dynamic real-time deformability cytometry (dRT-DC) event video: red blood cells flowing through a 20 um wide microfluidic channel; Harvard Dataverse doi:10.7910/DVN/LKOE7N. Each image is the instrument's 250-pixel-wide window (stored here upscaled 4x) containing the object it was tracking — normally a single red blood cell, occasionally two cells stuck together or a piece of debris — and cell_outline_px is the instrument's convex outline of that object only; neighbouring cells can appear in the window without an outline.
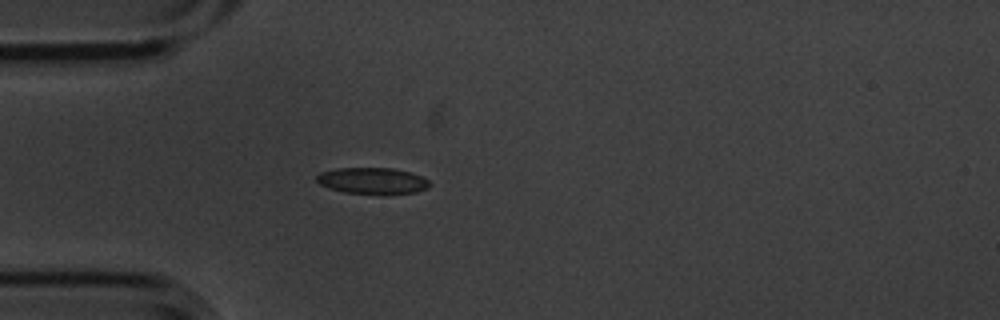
{"species": "common noctule bat (a hibernating species)", "species_latin": "Nyctalus noctula", "temperature_condition": "cold", "stored_images_in_passage": 4, "camera_frame_rate_fps": 3000, "um_per_image_px": 0.085, "animal": {"sex": "male", "body_mass_g": 20.1, "forearm_length_mm": 53.5}, "frame": {"image": 1, "passage_image": 4, "time_ms": 1.0, "image_size_px": [1000, 320], "cell_outline_px": [[432, 184], [428, 188], [416, 192], [344, 192], [328, 188], [320, 184], [316, 180], [316, 176], [320, 172], [336, 168], [392, 168], [408, 172], [420, 176], [428, 180]], "centroid_in_image_um": [31.62, 15.33], "position_along_channel_um": 53.4, "area_um2": 16.76}}